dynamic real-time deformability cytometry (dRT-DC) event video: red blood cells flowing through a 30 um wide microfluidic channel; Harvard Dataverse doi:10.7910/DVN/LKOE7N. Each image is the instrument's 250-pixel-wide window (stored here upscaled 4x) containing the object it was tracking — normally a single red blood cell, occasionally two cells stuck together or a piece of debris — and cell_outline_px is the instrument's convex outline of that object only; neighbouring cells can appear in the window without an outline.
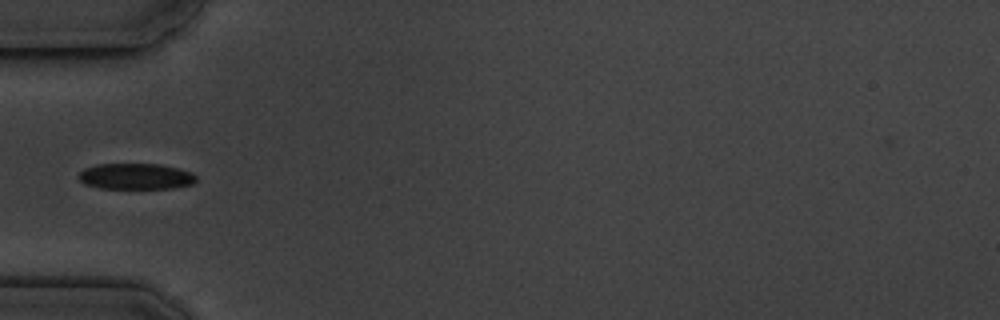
{"species": "common noctule bat (a hibernating species)", "species_latin": "Nyctalus noctula", "temperature_condition": "cold", "stored_images_in_passage": 6, "camera_frame_rate_fps": 3000, "um_per_image_px": 0.085, "animal": {"sex": "male", "body_mass_g": 19.5, "forearm_length_mm": 54.6}, "frame": {"image": 1, "passage_image": 5, "time_ms": 5.667, "image_size_px": [1000, 320], "cell_outline_px": [[196, 180], [192, 184], [172, 188], [100, 188], [84, 184], [76, 176], [84, 168], [96, 164], [160, 164], [192, 172], [196, 176]], "centroid_in_image_um": [11.5, 14.99], "position_along_channel_um": 73.5, "area_um2": 17.8}}